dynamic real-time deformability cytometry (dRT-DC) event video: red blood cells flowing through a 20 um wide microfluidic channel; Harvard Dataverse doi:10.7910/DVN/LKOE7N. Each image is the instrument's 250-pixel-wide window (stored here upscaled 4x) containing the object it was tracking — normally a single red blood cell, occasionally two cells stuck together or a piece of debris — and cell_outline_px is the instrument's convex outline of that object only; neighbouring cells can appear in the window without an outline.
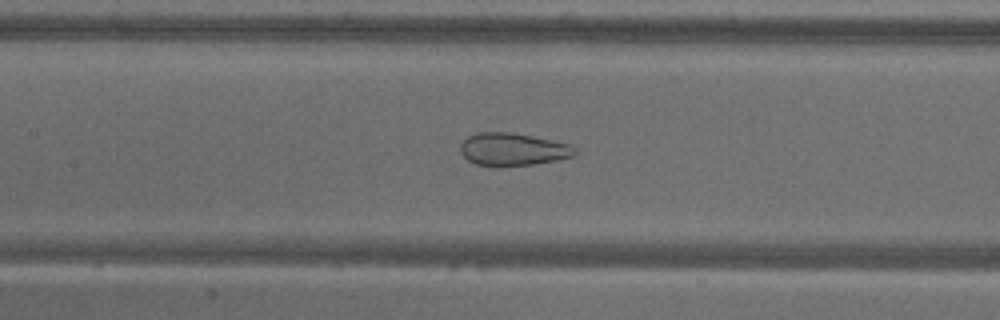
{"species": "common noctule bat (a hibernating species)", "species_latin": "Nyctalus noctula", "temperature_condition": "warm", "stored_images_in_passage": 52, "camera_frame_rate_fps": 3000, "um_per_image_px": 0.085, "animal": {"sex": "male", "body_mass_g": 18.8}, "frame": {"image": 1, "passage_image": 23, "time_ms": 7.333, "image_size_px": [1000, 320], "cell_outline_px": [[576, 152], [572, 156], [556, 160], [532, 164], [476, 164], [468, 160], [460, 152], [460, 144], [468, 136], [476, 132], [508, 132], [532, 136], [568, 144], [576, 148]], "centroid_in_image_um": [43.56, 12.66], "position_along_channel_um": 163.8, "area_um2": 21.1}}
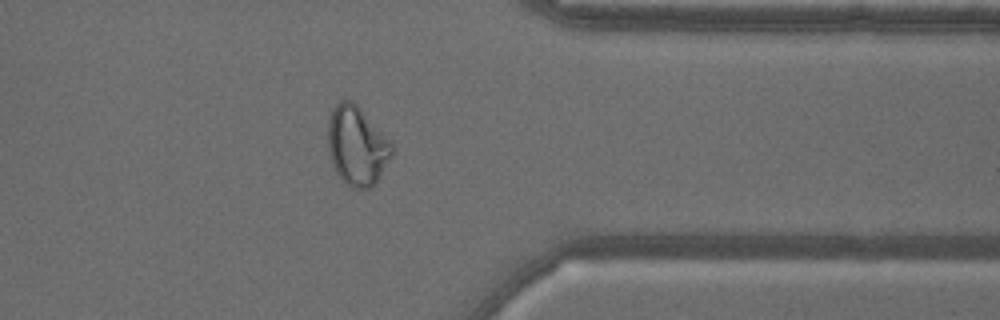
{"frame": {"image": 2, "passage_image": 41, "time_ms": 13.333, "image_size_px": [1000, 320], "cell_outline_px": [[392, 156], [380, 176], [372, 188], [352, 188], [336, 172], [332, 164], [328, 148], [328, 120], [336, 104], [340, 100], [352, 100], [392, 140]], "centroid_in_image_um": [30.36, 12.38], "position_along_channel_um": 381.0, "area_um2": 29.48}}
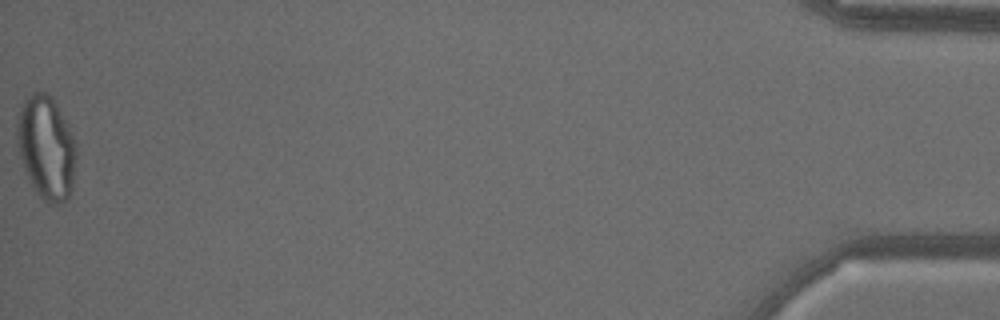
{"frame": {"image": 3, "passage_image": 52, "time_ms": 17.0, "image_size_px": [1000, 320], "cell_outline_px": [[76, 156], [72, 188], [68, 200], [60, 204], [48, 204], [32, 188], [24, 172], [16, 144], [16, 120], [20, 108], [24, 100], [32, 92], [48, 92], [52, 96], [72, 136], [76, 148]], "centroid_in_image_um": [3.89, 12.58], "position_along_channel_um": 431.3, "area_um2": 36.07}}